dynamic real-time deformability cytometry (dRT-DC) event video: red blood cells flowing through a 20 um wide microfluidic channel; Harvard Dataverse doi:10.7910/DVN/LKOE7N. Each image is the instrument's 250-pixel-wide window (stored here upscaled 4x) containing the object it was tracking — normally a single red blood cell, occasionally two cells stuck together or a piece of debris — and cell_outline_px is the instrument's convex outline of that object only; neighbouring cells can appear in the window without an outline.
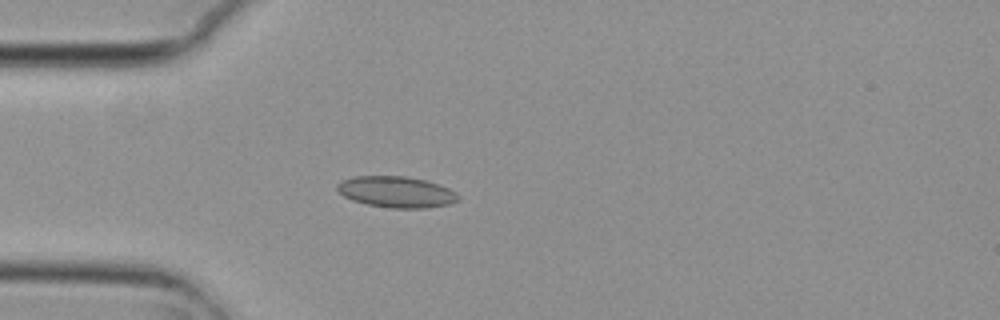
{"species": "common noctule bat (a hibernating species)", "species_latin": "Nyctalus noctula", "temperature_condition": "cold", "stored_images_in_passage": 1, "camera_frame_rate_fps": 3000, "um_per_image_px": 0.085, "animal": {"sex": "female", "body_mass_g": 29.2, "forearm_length_mm": 56.3}, "frame": {"image": 1, "passage_image": 1, "time_ms": 0.0, "image_size_px": [1000, 320], "cell_outline_px": [[460, 200], [452, 204], [424, 208], [392, 208], [368, 204], [352, 200], [344, 196], [336, 188], [336, 184], [344, 180], [356, 176], [404, 176], [424, 180], [440, 184], [456, 192], [460, 196]], "centroid_in_image_um": [33.74, 16.32], "position_along_channel_um": 51.3, "area_um2": 21.96}}